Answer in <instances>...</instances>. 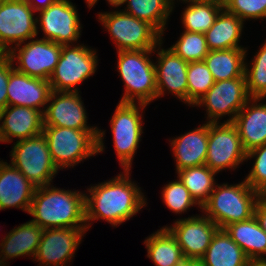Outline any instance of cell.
<instances>
[{
  "instance_id": "cell-43",
  "label": "cell",
  "mask_w": 266,
  "mask_h": 266,
  "mask_svg": "<svg viewBox=\"0 0 266 266\" xmlns=\"http://www.w3.org/2000/svg\"><path fill=\"white\" fill-rule=\"evenodd\" d=\"M176 266H204V263L201 259H184Z\"/></svg>"
},
{
  "instance_id": "cell-31",
  "label": "cell",
  "mask_w": 266,
  "mask_h": 266,
  "mask_svg": "<svg viewBox=\"0 0 266 266\" xmlns=\"http://www.w3.org/2000/svg\"><path fill=\"white\" fill-rule=\"evenodd\" d=\"M177 173L178 178L189 190L191 197L201 208L215 189L214 176L216 172L203 164L180 170Z\"/></svg>"
},
{
  "instance_id": "cell-41",
  "label": "cell",
  "mask_w": 266,
  "mask_h": 266,
  "mask_svg": "<svg viewBox=\"0 0 266 266\" xmlns=\"http://www.w3.org/2000/svg\"><path fill=\"white\" fill-rule=\"evenodd\" d=\"M26 2L34 11H42L51 6L57 0H42V1H35V0H23ZM35 2V3H34ZM40 3V4H39Z\"/></svg>"
},
{
  "instance_id": "cell-15",
  "label": "cell",
  "mask_w": 266,
  "mask_h": 266,
  "mask_svg": "<svg viewBox=\"0 0 266 266\" xmlns=\"http://www.w3.org/2000/svg\"><path fill=\"white\" fill-rule=\"evenodd\" d=\"M177 240L185 259H201L219 227L207 216L180 219L166 227Z\"/></svg>"
},
{
  "instance_id": "cell-6",
  "label": "cell",
  "mask_w": 266,
  "mask_h": 266,
  "mask_svg": "<svg viewBox=\"0 0 266 266\" xmlns=\"http://www.w3.org/2000/svg\"><path fill=\"white\" fill-rule=\"evenodd\" d=\"M99 20L110 32L118 51L154 50L162 44V34L153 25L124 11L99 13Z\"/></svg>"
},
{
  "instance_id": "cell-24",
  "label": "cell",
  "mask_w": 266,
  "mask_h": 266,
  "mask_svg": "<svg viewBox=\"0 0 266 266\" xmlns=\"http://www.w3.org/2000/svg\"><path fill=\"white\" fill-rule=\"evenodd\" d=\"M43 230V228L32 221L21 224L19 227L11 230L0 244V247H2L0 254L3 253L0 255V266H4L5 263L3 261L8 258L23 255L34 256L33 258H35Z\"/></svg>"
},
{
  "instance_id": "cell-18",
  "label": "cell",
  "mask_w": 266,
  "mask_h": 266,
  "mask_svg": "<svg viewBox=\"0 0 266 266\" xmlns=\"http://www.w3.org/2000/svg\"><path fill=\"white\" fill-rule=\"evenodd\" d=\"M51 91L49 80L30 77L14 69L8 80L7 105L31 107L41 111L40 107L47 105Z\"/></svg>"
},
{
  "instance_id": "cell-42",
  "label": "cell",
  "mask_w": 266,
  "mask_h": 266,
  "mask_svg": "<svg viewBox=\"0 0 266 266\" xmlns=\"http://www.w3.org/2000/svg\"><path fill=\"white\" fill-rule=\"evenodd\" d=\"M7 49V50H6ZM10 59V48L0 40V64Z\"/></svg>"
},
{
  "instance_id": "cell-22",
  "label": "cell",
  "mask_w": 266,
  "mask_h": 266,
  "mask_svg": "<svg viewBox=\"0 0 266 266\" xmlns=\"http://www.w3.org/2000/svg\"><path fill=\"white\" fill-rule=\"evenodd\" d=\"M252 100L253 103L249 106L247 102L232 122L246 152L266 144V104L256 103L261 98Z\"/></svg>"
},
{
  "instance_id": "cell-46",
  "label": "cell",
  "mask_w": 266,
  "mask_h": 266,
  "mask_svg": "<svg viewBox=\"0 0 266 266\" xmlns=\"http://www.w3.org/2000/svg\"><path fill=\"white\" fill-rule=\"evenodd\" d=\"M113 7L120 3L121 0H107Z\"/></svg>"
},
{
  "instance_id": "cell-1",
  "label": "cell",
  "mask_w": 266,
  "mask_h": 266,
  "mask_svg": "<svg viewBox=\"0 0 266 266\" xmlns=\"http://www.w3.org/2000/svg\"><path fill=\"white\" fill-rule=\"evenodd\" d=\"M129 170L115 179L91 186L85 196L86 222L105 219L113 226L130 219L146 204L140 188L129 179Z\"/></svg>"
},
{
  "instance_id": "cell-40",
  "label": "cell",
  "mask_w": 266,
  "mask_h": 266,
  "mask_svg": "<svg viewBox=\"0 0 266 266\" xmlns=\"http://www.w3.org/2000/svg\"><path fill=\"white\" fill-rule=\"evenodd\" d=\"M254 216L260 227L266 232V195H261L259 198L255 207Z\"/></svg>"
},
{
  "instance_id": "cell-9",
  "label": "cell",
  "mask_w": 266,
  "mask_h": 266,
  "mask_svg": "<svg viewBox=\"0 0 266 266\" xmlns=\"http://www.w3.org/2000/svg\"><path fill=\"white\" fill-rule=\"evenodd\" d=\"M251 99L244 74L242 77L216 81L195 105L207 106L209 123L219 122L218 119L226 114L232 117L225 123H232L238 112Z\"/></svg>"
},
{
  "instance_id": "cell-37",
  "label": "cell",
  "mask_w": 266,
  "mask_h": 266,
  "mask_svg": "<svg viewBox=\"0 0 266 266\" xmlns=\"http://www.w3.org/2000/svg\"><path fill=\"white\" fill-rule=\"evenodd\" d=\"M253 157L256 160L245 181L253 190L266 195V144L247 152L246 159Z\"/></svg>"
},
{
  "instance_id": "cell-13",
  "label": "cell",
  "mask_w": 266,
  "mask_h": 266,
  "mask_svg": "<svg viewBox=\"0 0 266 266\" xmlns=\"http://www.w3.org/2000/svg\"><path fill=\"white\" fill-rule=\"evenodd\" d=\"M40 26L46 36L43 39L61 45H69L80 37V20L76 7L69 0H57L40 11Z\"/></svg>"
},
{
  "instance_id": "cell-36",
  "label": "cell",
  "mask_w": 266,
  "mask_h": 266,
  "mask_svg": "<svg viewBox=\"0 0 266 266\" xmlns=\"http://www.w3.org/2000/svg\"><path fill=\"white\" fill-rule=\"evenodd\" d=\"M162 195L166 206L175 213L185 212L190 206L197 204L180 179L167 184Z\"/></svg>"
},
{
  "instance_id": "cell-2",
  "label": "cell",
  "mask_w": 266,
  "mask_h": 266,
  "mask_svg": "<svg viewBox=\"0 0 266 266\" xmlns=\"http://www.w3.org/2000/svg\"><path fill=\"white\" fill-rule=\"evenodd\" d=\"M49 186L36 188L29 210L34 217L31 221L43 229L89 228L86 225V195L52 186L50 189Z\"/></svg>"
},
{
  "instance_id": "cell-39",
  "label": "cell",
  "mask_w": 266,
  "mask_h": 266,
  "mask_svg": "<svg viewBox=\"0 0 266 266\" xmlns=\"http://www.w3.org/2000/svg\"><path fill=\"white\" fill-rule=\"evenodd\" d=\"M13 61L0 64V112L7 106V86L10 73L14 70Z\"/></svg>"
},
{
  "instance_id": "cell-38",
  "label": "cell",
  "mask_w": 266,
  "mask_h": 266,
  "mask_svg": "<svg viewBox=\"0 0 266 266\" xmlns=\"http://www.w3.org/2000/svg\"><path fill=\"white\" fill-rule=\"evenodd\" d=\"M224 9L242 21L266 18V0H223Z\"/></svg>"
},
{
  "instance_id": "cell-12",
  "label": "cell",
  "mask_w": 266,
  "mask_h": 266,
  "mask_svg": "<svg viewBox=\"0 0 266 266\" xmlns=\"http://www.w3.org/2000/svg\"><path fill=\"white\" fill-rule=\"evenodd\" d=\"M16 48L19 49L17 54H15ZM61 48V44L46 39H36L21 48L17 45L10 49V59L14 61L17 58L19 61V66L14 68L16 71L30 77L49 80L58 64Z\"/></svg>"
},
{
  "instance_id": "cell-35",
  "label": "cell",
  "mask_w": 266,
  "mask_h": 266,
  "mask_svg": "<svg viewBox=\"0 0 266 266\" xmlns=\"http://www.w3.org/2000/svg\"><path fill=\"white\" fill-rule=\"evenodd\" d=\"M245 78L251 98H266V41L253 59L252 67L245 64Z\"/></svg>"
},
{
  "instance_id": "cell-33",
  "label": "cell",
  "mask_w": 266,
  "mask_h": 266,
  "mask_svg": "<svg viewBox=\"0 0 266 266\" xmlns=\"http://www.w3.org/2000/svg\"><path fill=\"white\" fill-rule=\"evenodd\" d=\"M187 104L195 103L214 85L211 71L204 61L189 62L187 68Z\"/></svg>"
},
{
  "instance_id": "cell-19",
  "label": "cell",
  "mask_w": 266,
  "mask_h": 266,
  "mask_svg": "<svg viewBox=\"0 0 266 266\" xmlns=\"http://www.w3.org/2000/svg\"><path fill=\"white\" fill-rule=\"evenodd\" d=\"M5 117V118H4ZM2 142L31 138L43 133V111L25 106H6L0 112Z\"/></svg>"
},
{
  "instance_id": "cell-32",
  "label": "cell",
  "mask_w": 266,
  "mask_h": 266,
  "mask_svg": "<svg viewBox=\"0 0 266 266\" xmlns=\"http://www.w3.org/2000/svg\"><path fill=\"white\" fill-rule=\"evenodd\" d=\"M223 9V0L191 2L182 17L185 31L205 34Z\"/></svg>"
},
{
  "instance_id": "cell-26",
  "label": "cell",
  "mask_w": 266,
  "mask_h": 266,
  "mask_svg": "<svg viewBox=\"0 0 266 266\" xmlns=\"http://www.w3.org/2000/svg\"><path fill=\"white\" fill-rule=\"evenodd\" d=\"M224 229L250 260L262 259V255L266 254V232L255 216L246 221L231 223Z\"/></svg>"
},
{
  "instance_id": "cell-17",
  "label": "cell",
  "mask_w": 266,
  "mask_h": 266,
  "mask_svg": "<svg viewBox=\"0 0 266 266\" xmlns=\"http://www.w3.org/2000/svg\"><path fill=\"white\" fill-rule=\"evenodd\" d=\"M86 229H44L35 255L36 261L45 266H65V263L72 259Z\"/></svg>"
},
{
  "instance_id": "cell-45",
  "label": "cell",
  "mask_w": 266,
  "mask_h": 266,
  "mask_svg": "<svg viewBox=\"0 0 266 266\" xmlns=\"http://www.w3.org/2000/svg\"><path fill=\"white\" fill-rule=\"evenodd\" d=\"M172 1V4L174 3L173 0ZM184 2H208V1H213V0H183Z\"/></svg>"
},
{
  "instance_id": "cell-14",
  "label": "cell",
  "mask_w": 266,
  "mask_h": 266,
  "mask_svg": "<svg viewBox=\"0 0 266 266\" xmlns=\"http://www.w3.org/2000/svg\"><path fill=\"white\" fill-rule=\"evenodd\" d=\"M34 10L23 0H0V40L20 45L38 33Z\"/></svg>"
},
{
  "instance_id": "cell-5",
  "label": "cell",
  "mask_w": 266,
  "mask_h": 266,
  "mask_svg": "<svg viewBox=\"0 0 266 266\" xmlns=\"http://www.w3.org/2000/svg\"><path fill=\"white\" fill-rule=\"evenodd\" d=\"M155 50L118 51V72L125 82L120 102L135 103L144 109L156 98L157 82L154 63L148 57ZM136 97V98H135Z\"/></svg>"
},
{
  "instance_id": "cell-34",
  "label": "cell",
  "mask_w": 266,
  "mask_h": 266,
  "mask_svg": "<svg viewBox=\"0 0 266 266\" xmlns=\"http://www.w3.org/2000/svg\"><path fill=\"white\" fill-rule=\"evenodd\" d=\"M169 49L188 63L204 61L210 51L205 34L189 31H184L176 44Z\"/></svg>"
},
{
  "instance_id": "cell-44",
  "label": "cell",
  "mask_w": 266,
  "mask_h": 266,
  "mask_svg": "<svg viewBox=\"0 0 266 266\" xmlns=\"http://www.w3.org/2000/svg\"><path fill=\"white\" fill-rule=\"evenodd\" d=\"M249 266H266V258L250 260Z\"/></svg>"
},
{
  "instance_id": "cell-16",
  "label": "cell",
  "mask_w": 266,
  "mask_h": 266,
  "mask_svg": "<svg viewBox=\"0 0 266 266\" xmlns=\"http://www.w3.org/2000/svg\"><path fill=\"white\" fill-rule=\"evenodd\" d=\"M49 102H51L50 105L42 110L43 126L66 127L75 130H97V127L91 128L86 124V111L79 92L51 91Z\"/></svg>"
},
{
  "instance_id": "cell-4",
  "label": "cell",
  "mask_w": 266,
  "mask_h": 266,
  "mask_svg": "<svg viewBox=\"0 0 266 266\" xmlns=\"http://www.w3.org/2000/svg\"><path fill=\"white\" fill-rule=\"evenodd\" d=\"M215 188L208 201L201 207L219 228L246 221L254 216L256 204L261 194L253 190L246 181L240 184L221 186Z\"/></svg>"
},
{
  "instance_id": "cell-8",
  "label": "cell",
  "mask_w": 266,
  "mask_h": 266,
  "mask_svg": "<svg viewBox=\"0 0 266 266\" xmlns=\"http://www.w3.org/2000/svg\"><path fill=\"white\" fill-rule=\"evenodd\" d=\"M96 51L84 45H62L58 64L49 83L52 91L78 92V85L95 73L97 67Z\"/></svg>"
},
{
  "instance_id": "cell-30",
  "label": "cell",
  "mask_w": 266,
  "mask_h": 266,
  "mask_svg": "<svg viewBox=\"0 0 266 266\" xmlns=\"http://www.w3.org/2000/svg\"><path fill=\"white\" fill-rule=\"evenodd\" d=\"M128 15L153 25L162 35L173 4L171 0H121L117 6L127 3Z\"/></svg>"
},
{
  "instance_id": "cell-29",
  "label": "cell",
  "mask_w": 266,
  "mask_h": 266,
  "mask_svg": "<svg viewBox=\"0 0 266 266\" xmlns=\"http://www.w3.org/2000/svg\"><path fill=\"white\" fill-rule=\"evenodd\" d=\"M144 242L147 257L156 266H176L185 259L177 240L166 227L149 236Z\"/></svg>"
},
{
  "instance_id": "cell-27",
  "label": "cell",
  "mask_w": 266,
  "mask_h": 266,
  "mask_svg": "<svg viewBox=\"0 0 266 266\" xmlns=\"http://www.w3.org/2000/svg\"><path fill=\"white\" fill-rule=\"evenodd\" d=\"M243 24L239 17L223 9L214 24L205 33L209 50L241 48L238 42Z\"/></svg>"
},
{
  "instance_id": "cell-28",
  "label": "cell",
  "mask_w": 266,
  "mask_h": 266,
  "mask_svg": "<svg viewBox=\"0 0 266 266\" xmlns=\"http://www.w3.org/2000/svg\"><path fill=\"white\" fill-rule=\"evenodd\" d=\"M244 48L210 50L204 62L211 71L214 81L242 77L245 71Z\"/></svg>"
},
{
  "instance_id": "cell-7",
  "label": "cell",
  "mask_w": 266,
  "mask_h": 266,
  "mask_svg": "<svg viewBox=\"0 0 266 266\" xmlns=\"http://www.w3.org/2000/svg\"><path fill=\"white\" fill-rule=\"evenodd\" d=\"M14 145L11 164L36 187L50 184L58 169L52 161L45 135L18 140Z\"/></svg>"
},
{
  "instance_id": "cell-10",
  "label": "cell",
  "mask_w": 266,
  "mask_h": 266,
  "mask_svg": "<svg viewBox=\"0 0 266 266\" xmlns=\"http://www.w3.org/2000/svg\"><path fill=\"white\" fill-rule=\"evenodd\" d=\"M208 122V145L205 165L216 173L224 168H235L245 161L243 148L236 127L232 123Z\"/></svg>"
},
{
  "instance_id": "cell-11",
  "label": "cell",
  "mask_w": 266,
  "mask_h": 266,
  "mask_svg": "<svg viewBox=\"0 0 266 266\" xmlns=\"http://www.w3.org/2000/svg\"><path fill=\"white\" fill-rule=\"evenodd\" d=\"M136 103H122L116 107L111 119L114 147L124 171L130 170L131 161L141 140L142 115Z\"/></svg>"
},
{
  "instance_id": "cell-23",
  "label": "cell",
  "mask_w": 266,
  "mask_h": 266,
  "mask_svg": "<svg viewBox=\"0 0 266 266\" xmlns=\"http://www.w3.org/2000/svg\"><path fill=\"white\" fill-rule=\"evenodd\" d=\"M176 171L205 164L208 145V122L172 140Z\"/></svg>"
},
{
  "instance_id": "cell-21",
  "label": "cell",
  "mask_w": 266,
  "mask_h": 266,
  "mask_svg": "<svg viewBox=\"0 0 266 266\" xmlns=\"http://www.w3.org/2000/svg\"><path fill=\"white\" fill-rule=\"evenodd\" d=\"M36 188L12 164L0 161V210L15 207L29 213Z\"/></svg>"
},
{
  "instance_id": "cell-20",
  "label": "cell",
  "mask_w": 266,
  "mask_h": 266,
  "mask_svg": "<svg viewBox=\"0 0 266 266\" xmlns=\"http://www.w3.org/2000/svg\"><path fill=\"white\" fill-rule=\"evenodd\" d=\"M157 52L158 63L154 65L157 82L156 98L163 95L167 89L187 103V68L189 63L171 49H160Z\"/></svg>"
},
{
  "instance_id": "cell-3",
  "label": "cell",
  "mask_w": 266,
  "mask_h": 266,
  "mask_svg": "<svg viewBox=\"0 0 266 266\" xmlns=\"http://www.w3.org/2000/svg\"><path fill=\"white\" fill-rule=\"evenodd\" d=\"M43 134L57 169L76 163L103 151L104 131L75 130L66 127L43 126Z\"/></svg>"
},
{
  "instance_id": "cell-47",
  "label": "cell",
  "mask_w": 266,
  "mask_h": 266,
  "mask_svg": "<svg viewBox=\"0 0 266 266\" xmlns=\"http://www.w3.org/2000/svg\"><path fill=\"white\" fill-rule=\"evenodd\" d=\"M98 0H86V2L88 3L89 8L93 7L94 4L97 2Z\"/></svg>"
},
{
  "instance_id": "cell-25",
  "label": "cell",
  "mask_w": 266,
  "mask_h": 266,
  "mask_svg": "<svg viewBox=\"0 0 266 266\" xmlns=\"http://www.w3.org/2000/svg\"><path fill=\"white\" fill-rule=\"evenodd\" d=\"M201 260L204 266H249L250 263L242 248L221 228L213 236Z\"/></svg>"
}]
</instances>
